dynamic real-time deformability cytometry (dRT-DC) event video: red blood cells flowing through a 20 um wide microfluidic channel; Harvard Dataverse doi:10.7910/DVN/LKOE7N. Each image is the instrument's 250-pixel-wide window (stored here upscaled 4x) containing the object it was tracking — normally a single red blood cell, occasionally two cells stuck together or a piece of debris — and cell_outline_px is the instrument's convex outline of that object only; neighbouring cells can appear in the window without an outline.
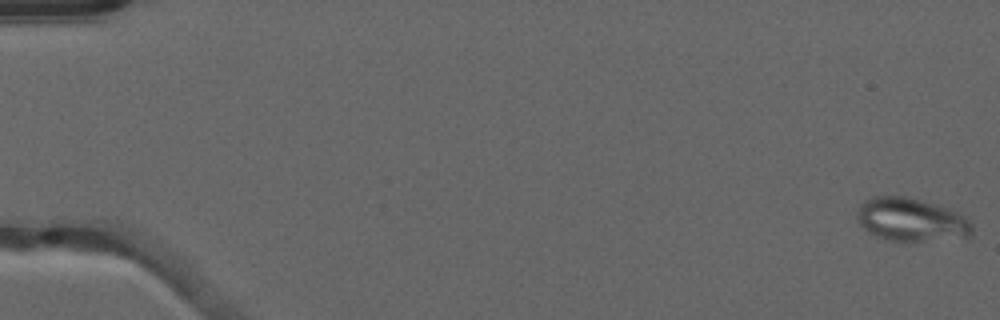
{"species": "common noctule bat (a hibernating species)", "species_latin": "Nyctalus noctula", "temperature_condition": "warm", "stored_images_in_passage": 52, "camera_frame_rate_fps": 3000, "um_per_image_px": 0.085, "animal": {"sex": "male", "forearm_length_mm": 52.5}, "frame": {"image": 1, "passage_image": 1, "time_ms": 0.0, "image_size_px": [1000, 320], "cell_outline_px": [[972, 236], [968, 240], [884, 240], [868, 232], [860, 224], [856, 216], [856, 212], [860, 204], [864, 200], [872, 196], [908, 196], [956, 212], [964, 216], [972, 224]], "centroid_in_image_um": [77.46, 18.69], "position_along_channel_um": 7.5, "area_um2": 29.25}}
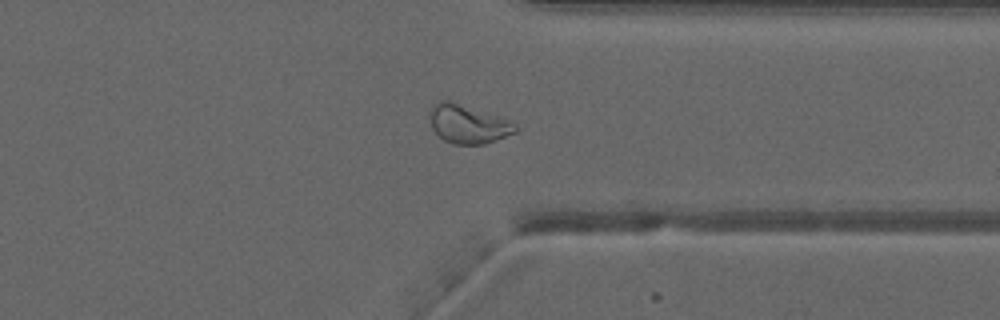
{"frame": {"image": 2, "passage_image": 41, "time_ms": 13.333, "image_size_px": [1000, 320], "cell_outline_px": [[520, 128], [516, 132], [496, 140], [484, 144], [452, 144], [444, 140], [432, 128], [428, 116], [428, 112], [440, 100], [452, 100], [508, 120], [516, 124]], "centroid_in_image_um": [39.77, 10.54], "position_along_channel_um": 371.6, "area_um2": 19.31}}
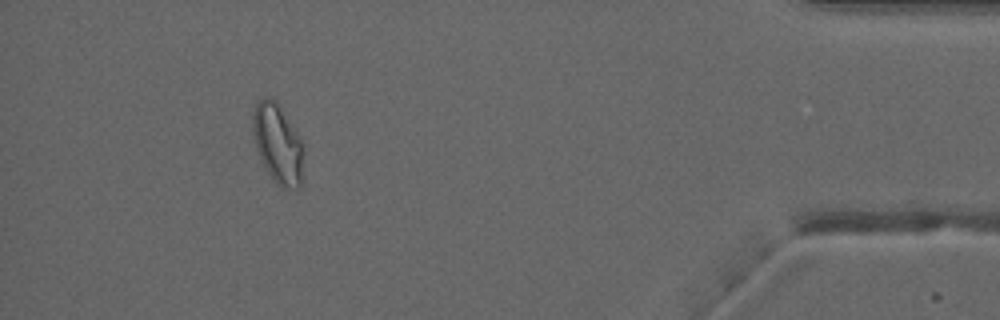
{"frame": {"image": 3, "passage_image": 48, "time_ms": 15.667, "image_size_px": [1000, 320], "cell_outline_px": [[300, 188], [280, 188], [272, 180], [260, 156], [256, 144], [252, 128], [252, 112], [256, 104], [264, 96], [268, 96], [276, 100], [300, 136]], "centroid_in_image_um": [23.56, 12.16], "position_along_channel_um": 411.6, "area_um2": 22.83}, "authors_computed_cell_mechanics": {"area_um2": 22.8021, "velocity_mm_per_s": 4.0096, "shape_relaxation_time_tau1_ms": null, "shape_relaxation_time_tau2_ms": 1.3404, "deformation_change_tau1": null, "deformation_change_tau2": 0.082}}